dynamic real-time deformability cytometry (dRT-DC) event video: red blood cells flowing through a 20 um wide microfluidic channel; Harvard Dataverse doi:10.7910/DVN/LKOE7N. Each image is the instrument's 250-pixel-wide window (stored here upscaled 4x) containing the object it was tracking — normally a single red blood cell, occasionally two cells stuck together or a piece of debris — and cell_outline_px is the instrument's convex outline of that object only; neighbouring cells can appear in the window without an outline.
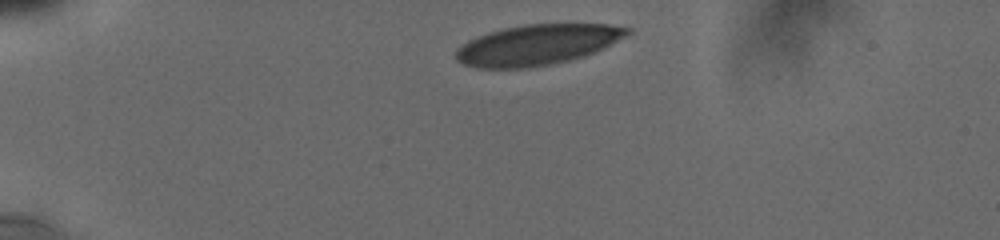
{"species": "human", "species_latin": "Homo sapiens", "temperature_condition": "cold", "stored_images_in_passage": 4, "camera_frame_rate_fps": 3000, "um_per_image_px": 0.085, "donor": {"sex": "male"}, "frame": {"image": 1, "passage_image": 1, "time_ms": 0.0, "image_size_px": [1000, 240], "cell_outline_px": [[632, 32], [628, 36], [596, 52], [584, 56], [568, 60], [548, 64], [524, 68], [480, 68], [464, 64], [456, 60], [456, 48], [460, 44], [476, 36], [488, 32], [504, 28], [524, 24], [608, 24], [632, 28]], "centroid_in_image_um": [45.69, 3.79], "position_along_channel_um": 39.3, "area_um2": 40.58}}